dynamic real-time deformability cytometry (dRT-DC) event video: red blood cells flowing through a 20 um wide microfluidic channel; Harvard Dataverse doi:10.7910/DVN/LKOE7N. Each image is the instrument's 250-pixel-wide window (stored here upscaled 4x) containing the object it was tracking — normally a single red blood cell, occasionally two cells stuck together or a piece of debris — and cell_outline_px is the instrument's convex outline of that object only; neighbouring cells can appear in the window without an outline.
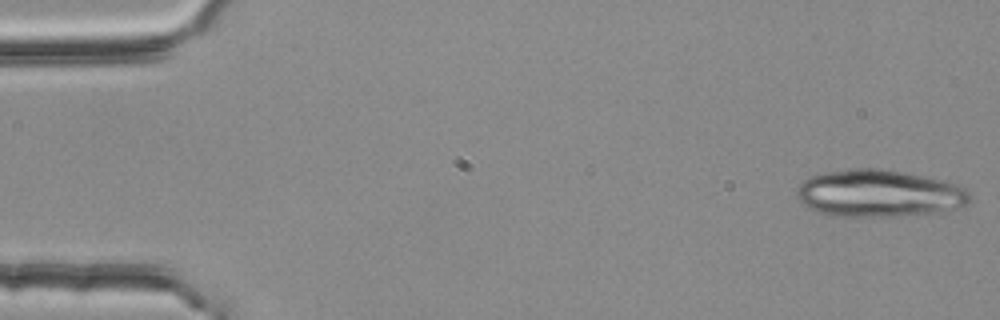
{"species": "common noctule bat (a hibernating species)", "species_latin": "Nyctalus noctula", "temperature_condition": "room temperature", "stored_images_in_passage": 16, "camera_frame_rate_fps": 3000, "um_per_image_px": 0.085, "animal": {"sex": "female", "body_mass_g": 25.1}, "frame": {"image": 1, "passage_image": 1, "time_ms": 0.0, "image_size_px": [1000, 320], "cell_outline_px": [[972, 196], [968, 204], [964, 208], [932, 212], [896, 216], [832, 216], [820, 212], [804, 204], [796, 196], [796, 188], [804, 180], [812, 176], [824, 172], [848, 168], [880, 168], [920, 176], [956, 184], [972, 192]], "centroid_in_image_um": [74.73, 16.44], "position_along_channel_um": 10.3, "area_um2": 47.4}}